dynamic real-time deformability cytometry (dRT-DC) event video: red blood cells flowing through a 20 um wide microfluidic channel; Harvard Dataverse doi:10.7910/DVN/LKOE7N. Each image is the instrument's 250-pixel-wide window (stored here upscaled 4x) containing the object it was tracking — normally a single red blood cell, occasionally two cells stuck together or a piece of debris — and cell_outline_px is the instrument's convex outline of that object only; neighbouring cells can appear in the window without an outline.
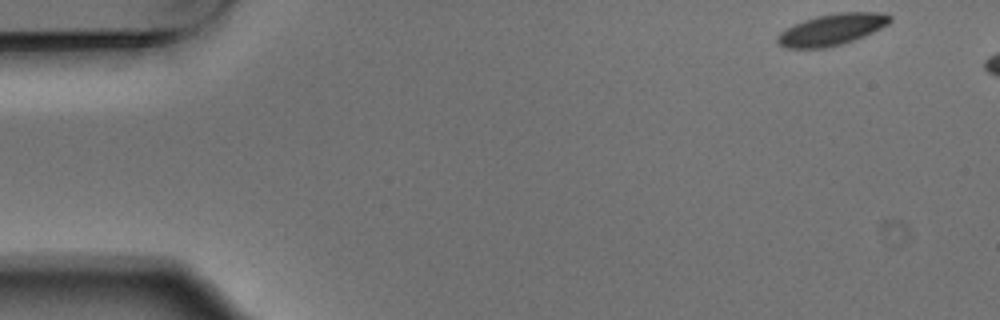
{"species": "Egyptian fruit bat (a non-hibernating species)", "species_latin": "Rousettus aegyptiacus", "temperature_condition": "warm", "stored_images_in_passage": 7, "camera_frame_rate_fps": 3000, "um_per_image_px": 0.085, "animal": {"sex": "male"}, "frame": {"image": 1, "passage_image": 1, "time_ms": 0.0, "image_size_px": [1000, 320], "cell_outline_px": [[892, 20], [888, 24], [856, 40], [824, 48], [784, 48], [776, 40], [776, 36], [780, 32], [792, 24], [816, 16], [840, 12], [880, 12], [892, 16]], "centroid_in_image_um": [70.69, 2.51], "position_along_channel_um": 14.3, "area_um2": 20.63}}
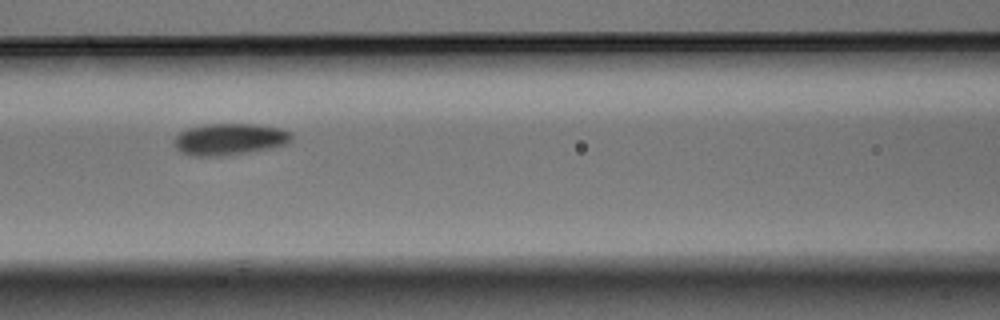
{"frame": {"image": 2, "passage_image": 6, "time_ms": 1.667, "image_size_px": [1000, 320], "cell_outline_px": [[292, 140], [288, 144], [280, 148], [224, 156], [192, 156], [180, 152], [176, 148], [172, 140], [180, 132], [188, 128], [204, 124], [256, 124], [280, 128], [292, 132]], "centroid_in_image_um": [19.56, 11.85], "position_along_channel_um": 147.0, "area_um2": 22.31}}
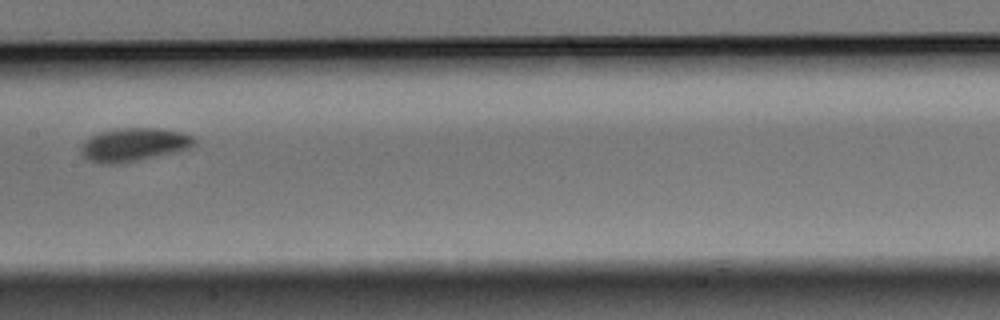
{"frame": {"image": 3, "passage_image": 7, "time_ms": 2.0, "image_size_px": [1000, 320], "cell_outline_px": [[196, 144], [188, 148], [156, 156], [136, 160], [112, 164], [100, 164], [88, 160], [80, 152], [80, 148], [92, 136], [100, 132], [120, 128], [160, 128], [180, 132], [192, 136], [196, 140]], "centroid_in_image_um": [11.37, 12.29], "position_along_channel_um": 196.0, "area_um2": 21.56}}